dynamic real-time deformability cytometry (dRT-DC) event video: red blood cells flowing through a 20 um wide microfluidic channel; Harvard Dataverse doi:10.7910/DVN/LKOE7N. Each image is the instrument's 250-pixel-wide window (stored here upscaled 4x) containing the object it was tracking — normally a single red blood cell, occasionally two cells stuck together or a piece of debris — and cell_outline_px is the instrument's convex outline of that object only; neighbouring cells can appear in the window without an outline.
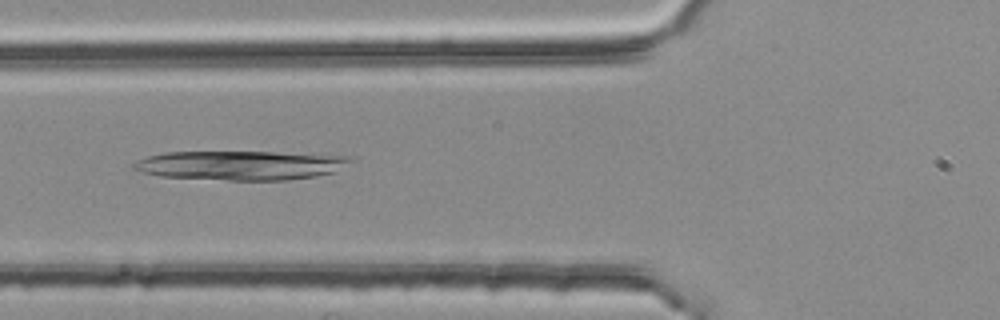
{"species": "common noctule bat (a hibernating species)", "species_latin": "Nyctalus noctula", "temperature_condition": "room temperature", "stored_images_in_passage": 43, "camera_frame_rate_fps": 3000, "um_per_image_px": 0.085, "animal": {"sex": "female", "body_mass_g": 25.1}, "frame": {"image": 1, "passage_image": 9, "time_ms": 2.667, "image_size_px": [1000, 320], "cell_outline_px": [[356, 160], [332, 172], [316, 176], [288, 180], [228, 180], [160, 176], [144, 172], [132, 168], [132, 164], [136, 160], [148, 156], [164, 152], [272, 152], [348, 156]], "centroid_in_image_um": [20.44, 14.05], "position_along_channel_um": 105.4, "area_um2": 36.76}}
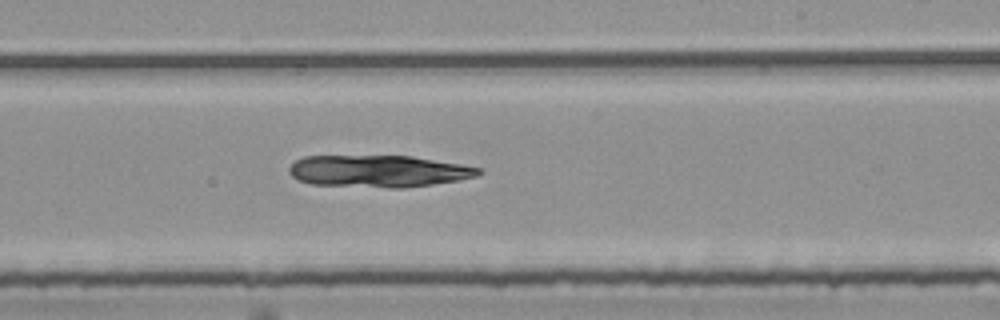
{"frame": {"image": 2, "passage_image": 21, "time_ms": 6.667, "image_size_px": [1000, 320], "cell_outline_px": [[484, 172], [476, 176], [460, 180], [404, 188], [388, 188], [312, 184], [296, 180], [288, 172], [288, 168], [296, 160], [304, 156], [412, 156], [460, 164], [480, 168]], "centroid_in_image_um": [32.16, 14.55], "position_along_channel_um": 256.8, "area_um2": 35.43}}
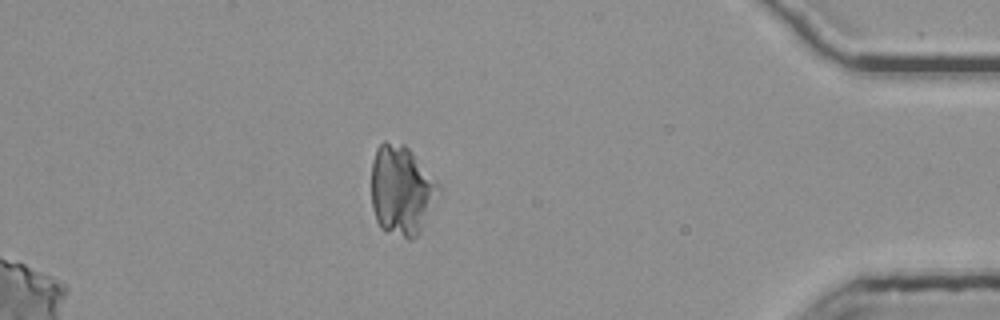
{"frame": {"image": 3, "passage_image": 36, "time_ms": 11.667, "image_size_px": [1000, 320], "cell_outline_px": [[444, 188], [420, 232], [412, 240], [408, 240], [384, 232], [380, 228], [376, 220], [372, 208], [372, 160], [376, 148], [384, 140], [404, 144], [412, 152]], "centroid_in_image_um": [34.16, 16.2], "position_along_channel_um": 401.0, "area_um2": 36.07}}